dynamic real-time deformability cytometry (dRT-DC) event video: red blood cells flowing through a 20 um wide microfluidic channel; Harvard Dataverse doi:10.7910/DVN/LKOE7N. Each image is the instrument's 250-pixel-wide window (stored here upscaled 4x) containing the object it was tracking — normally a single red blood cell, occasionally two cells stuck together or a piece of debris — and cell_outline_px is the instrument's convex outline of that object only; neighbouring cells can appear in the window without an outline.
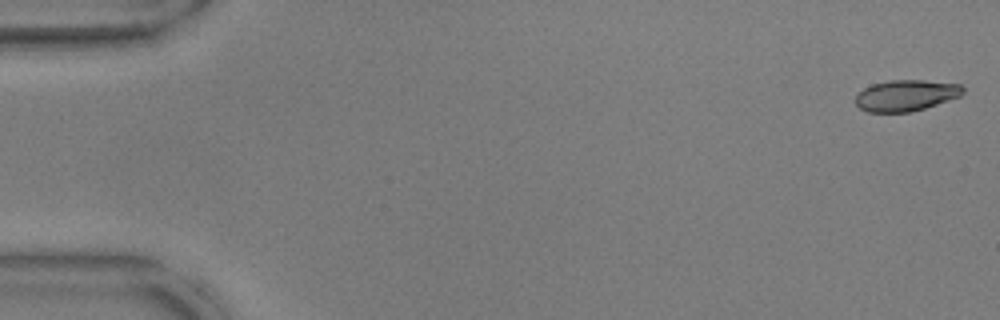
{"species": "common noctule bat (a hibernating species)", "species_latin": "Nyctalus noctula", "temperature_condition": "warm", "stored_images_in_passage": 26, "camera_frame_rate_fps": 3000, "um_per_image_px": 0.085, "animal": {"sex": "male", "body_mass_g": 17.9, "forearm_length_mm": 54.2}, "frame": {"image": 1, "passage_image": 1, "time_ms": 0.0, "image_size_px": [1000, 320], "cell_outline_px": [[964, 92], [960, 96], [912, 112], [868, 112], [860, 108], [856, 104], [856, 96], [864, 88], [872, 84], [888, 80], [924, 80], [960, 84], [964, 88]], "centroid_in_image_um": [77.01, 8.1], "position_along_channel_um": 8.0, "area_um2": 19.42}}
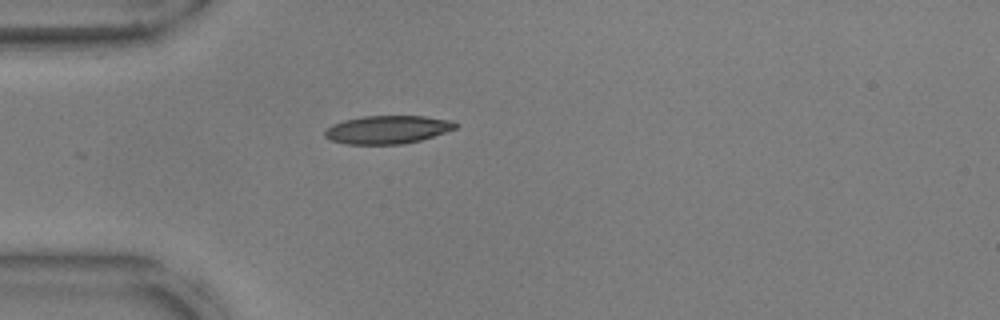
{"frame": {"image": 2, "passage_image": 15, "time_ms": 4.667, "image_size_px": [1000, 320], "cell_outline_px": [[460, 124], [456, 128], [420, 140], [400, 144], [348, 144], [332, 140], [324, 136], [324, 132], [332, 124], [344, 120], [364, 116], [424, 116], [452, 120]], "centroid_in_image_um": [32.95, 11.01], "position_along_channel_um": 52.0, "area_um2": 21.27}}